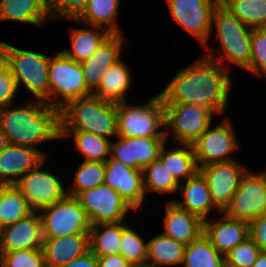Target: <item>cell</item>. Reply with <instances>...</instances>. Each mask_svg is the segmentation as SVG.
<instances>
[{"label": "cell", "instance_id": "f6af8a7d", "mask_svg": "<svg viewBox=\"0 0 266 267\" xmlns=\"http://www.w3.org/2000/svg\"><path fill=\"white\" fill-rule=\"evenodd\" d=\"M58 267H98L97 256L89 249L72 261Z\"/></svg>", "mask_w": 266, "mask_h": 267}, {"label": "cell", "instance_id": "f907efd6", "mask_svg": "<svg viewBox=\"0 0 266 267\" xmlns=\"http://www.w3.org/2000/svg\"><path fill=\"white\" fill-rule=\"evenodd\" d=\"M214 1H215L216 6L225 7L232 0H214Z\"/></svg>", "mask_w": 266, "mask_h": 267}, {"label": "cell", "instance_id": "7c38bea8", "mask_svg": "<svg viewBox=\"0 0 266 267\" xmlns=\"http://www.w3.org/2000/svg\"><path fill=\"white\" fill-rule=\"evenodd\" d=\"M223 213L249 224L266 213V176L262 170H247Z\"/></svg>", "mask_w": 266, "mask_h": 267}, {"label": "cell", "instance_id": "2e32d148", "mask_svg": "<svg viewBox=\"0 0 266 267\" xmlns=\"http://www.w3.org/2000/svg\"><path fill=\"white\" fill-rule=\"evenodd\" d=\"M104 183L116 190L135 211H141L146 205L143 170L134 169L121 161L109 157L105 161Z\"/></svg>", "mask_w": 266, "mask_h": 267}, {"label": "cell", "instance_id": "c3c4849f", "mask_svg": "<svg viewBox=\"0 0 266 267\" xmlns=\"http://www.w3.org/2000/svg\"><path fill=\"white\" fill-rule=\"evenodd\" d=\"M8 140L4 132L0 128V153L6 148L8 145Z\"/></svg>", "mask_w": 266, "mask_h": 267}, {"label": "cell", "instance_id": "30bf717a", "mask_svg": "<svg viewBox=\"0 0 266 267\" xmlns=\"http://www.w3.org/2000/svg\"><path fill=\"white\" fill-rule=\"evenodd\" d=\"M49 158L42 160L14 184L27 199L28 205L33 211L39 212L67 195V185L62 182V177L60 178L56 172L50 171V168H44L49 162Z\"/></svg>", "mask_w": 266, "mask_h": 267}, {"label": "cell", "instance_id": "7402d4cb", "mask_svg": "<svg viewBox=\"0 0 266 267\" xmlns=\"http://www.w3.org/2000/svg\"><path fill=\"white\" fill-rule=\"evenodd\" d=\"M163 208V229L160 231L163 235L187 245L203 233V221L198 216L166 199Z\"/></svg>", "mask_w": 266, "mask_h": 267}, {"label": "cell", "instance_id": "ba28073f", "mask_svg": "<svg viewBox=\"0 0 266 267\" xmlns=\"http://www.w3.org/2000/svg\"><path fill=\"white\" fill-rule=\"evenodd\" d=\"M163 107L168 143L171 138L170 143L193 144L213 124L217 115L199 105L163 104Z\"/></svg>", "mask_w": 266, "mask_h": 267}, {"label": "cell", "instance_id": "ffe728a7", "mask_svg": "<svg viewBox=\"0 0 266 267\" xmlns=\"http://www.w3.org/2000/svg\"><path fill=\"white\" fill-rule=\"evenodd\" d=\"M177 193H180L178 194L180 197L169 198L167 201H173L202 221L221 213L213 203L207 181L199 171L193 177L181 182ZM178 197L180 200H177Z\"/></svg>", "mask_w": 266, "mask_h": 267}, {"label": "cell", "instance_id": "d6986e66", "mask_svg": "<svg viewBox=\"0 0 266 267\" xmlns=\"http://www.w3.org/2000/svg\"><path fill=\"white\" fill-rule=\"evenodd\" d=\"M125 35L112 34L88 59L80 62L88 89L93 93L107 70L123 56Z\"/></svg>", "mask_w": 266, "mask_h": 267}, {"label": "cell", "instance_id": "83f0119b", "mask_svg": "<svg viewBox=\"0 0 266 267\" xmlns=\"http://www.w3.org/2000/svg\"><path fill=\"white\" fill-rule=\"evenodd\" d=\"M167 144L166 141L159 153V159L165 167L179 183L193 177L199 171V168L192 144L177 143V145H174L173 143L170 144L171 147Z\"/></svg>", "mask_w": 266, "mask_h": 267}, {"label": "cell", "instance_id": "8992f818", "mask_svg": "<svg viewBox=\"0 0 266 267\" xmlns=\"http://www.w3.org/2000/svg\"><path fill=\"white\" fill-rule=\"evenodd\" d=\"M145 103H117L118 136L166 138L163 101L156 93Z\"/></svg>", "mask_w": 266, "mask_h": 267}, {"label": "cell", "instance_id": "d4e9b609", "mask_svg": "<svg viewBox=\"0 0 266 267\" xmlns=\"http://www.w3.org/2000/svg\"><path fill=\"white\" fill-rule=\"evenodd\" d=\"M43 238L42 250L46 267L66 264L90 249L89 233Z\"/></svg>", "mask_w": 266, "mask_h": 267}, {"label": "cell", "instance_id": "ee69618b", "mask_svg": "<svg viewBox=\"0 0 266 267\" xmlns=\"http://www.w3.org/2000/svg\"><path fill=\"white\" fill-rule=\"evenodd\" d=\"M249 236L266 253V213L249 224Z\"/></svg>", "mask_w": 266, "mask_h": 267}, {"label": "cell", "instance_id": "6da1fadb", "mask_svg": "<svg viewBox=\"0 0 266 267\" xmlns=\"http://www.w3.org/2000/svg\"><path fill=\"white\" fill-rule=\"evenodd\" d=\"M231 72L205 55L177 69L158 93L163 104H191L213 110L217 116H227L233 82Z\"/></svg>", "mask_w": 266, "mask_h": 267}, {"label": "cell", "instance_id": "60d3db41", "mask_svg": "<svg viewBox=\"0 0 266 267\" xmlns=\"http://www.w3.org/2000/svg\"><path fill=\"white\" fill-rule=\"evenodd\" d=\"M260 253V248L249 236L224 255L225 267H252Z\"/></svg>", "mask_w": 266, "mask_h": 267}, {"label": "cell", "instance_id": "cb8c5ba5", "mask_svg": "<svg viewBox=\"0 0 266 267\" xmlns=\"http://www.w3.org/2000/svg\"><path fill=\"white\" fill-rule=\"evenodd\" d=\"M80 27H69L68 36L70 48L60 50L65 56L82 62L91 57L94 52L112 35L107 29L82 23L77 19L64 20ZM82 25V26H81Z\"/></svg>", "mask_w": 266, "mask_h": 267}, {"label": "cell", "instance_id": "484cf974", "mask_svg": "<svg viewBox=\"0 0 266 267\" xmlns=\"http://www.w3.org/2000/svg\"><path fill=\"white\" fill-rule=\"evenodd\" d=\"M13 21L45 27L50 22L47 0H0V22Z\"/></svg>", "mask_w": 266, "mask_h": 267}, {"label": "cell", "instance_id": "5bb4252c", "mask_svg": "<svg viewBox=\"0 0 266 267\" xmlns=\"http://www.w3.org/2000/svg\"><path fill=\"white\" fill-rule=\"evenodd\" d=\"M173 21L203 47L211 34L214 0H165Z\"/></svg>", "mask_w": 266, "mask_h": 267}, {"label": "cell", "instance_id": "9a60e30c", "mask_svg": "<svg viewBox=\"0 0 266 267\" xmlns=\"http://www.w3.org/2000/svg\"><path fill=\"white\" fill-rule=\"evenodd\" d=\"M248 169L249 166L240 163L239 159L199 168V172L207 181L212 201L221 212L230 203Z\"/></svg>", "mask_w": 266, "mask_h": 267}, {"label": "cell", "instance_id": "7dc6e473", "mask_svg": "<svg viewBox=\"0 0 266 267\" xmlns=\"http://www.w3.org/2000/svg\"><path fill=\"white\" fill-rule=\"evenodd\" d=\"M252 267H266V253L261 252Z\"/></svg>", "mask_w": 266, "mask_h": 267}, {"label": "cell", "instance_id": "e575fe53", "mask_svg": "<svg viewBox=\"0 0 266 267\" xmlns=\"http://www.w3.org/2000/svg\"><path fill=\"white\" fill-rule=\"evenodd\" d=\"M143 179L146 198L150 196L148 193L177 195L180 183L159 158L143 169Z\"/></svg>", "mask_w": 266, "mask_h": 267}, {"label": "cell", "instance_id": "3957f363", "mask_svg": "<svg viewBox=\"0 0 266 267\" xmlns=\"http://www.w3.org/2000/svg\"><path fill=\"white\" fill-rule=\"evenodd\" d=\"M218 46H211L213 31ZM251 31L225 7L216 6L211 18V34L208 42L203 46L206 57L215 60L228 71L234 67L246 71L251 60Z\"/></svg>", "mask_w": 266, "mask_h": 267}, {"label": "cell", "instance_id": "277c9868", "mask_svg": "<svg viewBox=\"0 0 266 267\" xmlns=\"http://www.w3.org/2000/svg\"><path fill=\"white\" fill-rule=\"evenodd\" d=\"M60 131H86L106 139L118 136L117 104L93 94L60 109Z\"/></svg>", "mask_w": 266, "mask_h": 267}, {"label": "cell", "instance_id": "8fae6325", "mask_svg": "<svg viewBox=\"0 0 266 267\" xmlns=\"http://www.w3.org/2000/svg\"><path fill=\"white\" fill-rule=\"evenodd\" d=\"M43 237H61L76 233H89L90 220L76 197L63 199L39 211Z\"/></svg>", "mask_w": 266, "mask_h": 267}, {"label": "cell", "instance_id": "4fadbf2b", "mask_svg": "<svg viewBox=\"0 0 266 267\" xmlns=\"http://www.w3.org/2000/svg\"><path fill=\"white\" fill-rule=\"evenodd\" d=\"M76 198L91 225L123 222L131 217L130 213H135L121 195L105 183L81 192Z\"/></svg>", "mask_w": 266, "mask_h": 267}, {"label": "cell", "instance_id": "74e56055", "mask_svg": "<svg viewBox=\"0 0 266 267\" xmlns=\"http://www.w3.org/2000/svg\"><path fill=\"white\" fill-rule=\"evenodd\" d=\"M225 8L251 29L266 28V0H232Z\"/></svg>", "mask_w": 266, "mask_h": 267}, {"label": "cell", "instance_id": "836d02e7", "mask_svg": "<svg viewBox=\"0 0 266 267\" xmlns=\"http://www.w3.org/2000/svg\"><path fill=\"white\" fill-rule=\"evenodd\" d=\"M33 210L15 185H0V228L30 215Z\"/></svg>", "mask_w": 266, "mask_h": 267}, {"label": "cell", "instance_id": "8d00e7d4", "mask_svg": "<svg viewBox=\"0 0 266 267\" xmlns=\"http://www.w3.org/2000/svg\"><path fill=\"white\" fill-rule=\"evenodd\" d=\"M105 162L81 161L73 173L67 195L77 197L81 192L104 184Z\"/></svg>", "mask_w": 266, "mask_h": 267}, {"label": "cell", "instance_id": "bcb514c9", "mask_svg": "<svg viewBox=\"0 0 266 267\" xmlns=\"http://www.w3.org/2000/svg\"><path fill=\"white\" fill-rule=\"evenodd\" d=\"M98 267H134L121 254L97 256Z\"/></svg>", "mask_w": 266, "mask_h": 267}, {"label": "cell", "instance_id": "5b68a950", "mask_svg": "<svg viewBox=\"0 0 266 267\" xmlns=\"http://www.w3.org/2000/svg\"><path fill=\"white\" fill-rule=\"evenodd\" d=\"M0 46L18 89L25 87L33 100L44 101L50 106L48 65L51 55L20 49L3 41H0Z\"/></svg>", "mask_w": 266, "mask_h": 267}, {"label": "cell", "instance_id": "1f68e13d", "mask_svg": "<svg viewBox=\"0 0 266 267\" xmlns=\"http://www.w3.org/2000/svg\"><path fill=\"white\" fill-rule=\"evenodd\" d=\"M122 222L91 225L90 250L96 256L120 255Z\"/></svg>", "mask_w": 266, "mask_h": 267}, {"label": "cell", "instance_id": "681fc988", "mask_svg": "<svg viewBox=\"0 0 266 267\" xmlns=\"http://www.w3.org/2000/svg\"><path fill=\"white\" fill-rule=\"evenodd\" d=\"M6 65V56L5 53L0 46V70Z\"/></svg>", "mask_w": 266, "mask_h": 267}, {"label": "cell", "instance_id": "7bdbcfd3", "mask_svg": "<svg viewBox=\"0 0 266 267\" xmlns=\"http://www.w3.org/2000/svg\"><path fill=\"white\" fill-rule=\"evenodd\" d=\"M19 92L11 69L5 65L0 70V108L13 104Z\"/></svg>", "mask_w": 266, "mask_h": 267}, {"label": "cell", "instance_id": "ab89813d", "mask_svg": "<svg viewBox=\"0 0 266 267\" xmlns=\"http://www.w3.org/2000/svg\"><path fill=\"white\" fill-rule=\"evenodd\" d=\"M0 267H46L43 250L32 248L2 253Z\"/></svg>", "mask_w": 266, "mask_h": 267}, {"label": "cell", "instance_id": "4316f807", "mask_svg": "<svg viewBox=\"0 0 266 267\" xmlns=\"http://www.w3.org/2000/svg\"><path fill=\"white\" fill-rule=\"evenodd\" d=\"M129 64L121 58L110 67L93 95L109 102H129L127 96L132 87V71Z\"/></svg>", "mask_w": 266, "mask_h": 267}, {"label": "cell", "instance_id": "f546056e", "mask_svg": "<svg viewBox=\"0 0 266 267\" xmlns=\"http://www.w3.org/2000/svg\"><path fill=\"white\" fill-rule=\"evenodd\" d=\"M122 0H87L83 13L77 18L84 24L107 29L112 34H123L119 25Z\"/></svg>", "mask_w": 266, "mask_h": 267}, {"label": "cell", "instance_id": "9c48e42d", "mask_svg": "<svg viewBox=\"0 0 266 267\" xmlns=\"http://www.w3.org/2000/svg\"><path fill=\"white\" fill-rule=\"evenodd\" d=\"M192 144L198 168L213 163L235 160L242 150L232 117L223 116Z\"/></svg>", "mask_w": 266, "mask_h": 267}, {"label": "cell", "instance_id": "d6a6232c", "mask_svg": "<svg viewBox=\"0 0 266 267\" xmlns=\"http://www.w3.org/2000/svg\"><path fill=\"white\" fill-rule=\"evenodd\" d=\"M181 267H225V259L202 233L186 245Z\"/></svg>", "mask_w": 266, "mask_h": 267}, {"label": "cell", "instance_id": "603a6c76", "mask_svg": "<svg viewBox=\"0 0 266 267\" xmlns=\"http://www.w3.org/2000/svg\"><path fill=\"white\" fill-rule=\"evenodd\" d=\"M44 159L38 150L9 143L0 153V185H14Z\"/></svg>", "mask_w": 266, "mask_h": 267}, {"label": "cell", "instance_id": "ac0fdd59", "mask_svg": "<svg viewBox=\"0 0 266 267\" xmlns=\"http://www.w3.org/2000/svg\"><path fill=\"white\" fill-rule=\"evenodd\" d=\"M42 220L39 212L0 229V255L20 249L42 248Z\"/></svg>", "mask_w": 266, "mask_h": 267}, {"label": "cell", "instance_id": "e0dca14e", "mask_svg": "<svg viewBox=\"0 0 266 267\" xmlns=\"http://www.w3.org/2000/svg\"><path fill=\"white\" fill-rule=\"evenodd\" d=\"M166 138L117 136L111 140L110 157L131 168L143 170L159 158Z\"/></svg>", "mask_w": 266, "mask_h": 267}, {"label": "cell", "instance_id": "44dd1931", "mask_svg": "<svg viewBox=\"0 0 266 267\" xmlns=\"http://www.w3.org/2000/svg\"><path fill=\"white\" fill-rule=\"evenodd\" d=\"M203 234L217 251L227 254L249 237V223L227 217L223 212L203 221Z\"/></svg>", "mask_w": 266, "mask_h": 267}, {"label": "cell", "instance_id": "d590c367", "mask_svg": "<svg viewBox=\"0 0 266 267\" xmlns=\"http://www.w3.org/2000/svg\"><path fill=\"white\" fill-rule=\"evenodd\" d=\"M132 226V227H131ZM138 227L129 225V221L122 222V236L120 254L134 267H145L147 262L148 240L138 231Z\"/></svg>", "mask_w": 266, "mask_h": 267}, {"label": "cell", "instance_id": "52a82bcc", "mask_svg": "<svg viewBox=\"0 0 266 267\" xmlns=\"http://www.w3.org/2000/svg\"><path fill=\"white\" fill-rule=\"evenodd\" d=\"M54 54L50 56L48 65L50 106L60 110L69 101L89 96L92 92L88 89L80 62L65 56L60 50Z\"/></svg>", "mask_w": 266, "mask_h": 267}, {"label": "cell", "instance_id": "b9f144b4", "mask_svg": "<svg viewBox=\"0 0 266 267\" xmlns=\"http://www.w3.org/2000/svg\"><path fill=\"white\" fill-rule=\"evenodd\" d=\"M51 21L77 19L84 11L87 0H47Z\"/></svg>", "mask_w": 266, "mask_h": 267}, {"label": "cell", "instance_id": "f35d334b", "mask_svg": "<svg viewBox=\"0 0 266 267\" xmlns=\"http://www.w3.org/2000/svg\"><path fill=\"white\" fill-rule=\"evenodd\" d=\"M249 74L266 79V28L251 31V60Z\"/></svg>", "mask_w": 266, "mask_h": 267}, {"label": "cell", "instance_id": "f1b7e54d", "mask_svg": "<svg viewBox=\"0 0 266 267\" xmlns=\"http://www.w3.org/2000/svg\"><path fill=\"white\" fill-rule=\"evenodd\" d=\"M186 245L162 233L148 239L147 267H181ZM181 265V266H180Z\"/></svg>", "mask_w": 266, "mask_h": 267}, {"label": "cell", "instance_id": "7a4b0ae2", "mask_svg": "<svg viewBox=\"0 0 266 267\" xmlns=\"http://www.w3.org/2000/svg\"><path fill=\"white\" fill-rule=\"evenodd\" d=\"M27 99L0 108V128L8 143L30 147L45 158L51 157L40 147L49 141H61L60 110L44 101Z\"/></svg>", "mask_w": 266, "mask_h": 267}, {"label": "cell", "instance_id": "4dcf8cb0", "mask_svg": "<svg viewBox=\"0 0 266 267\" xmlns=\"http://www.w3.org/2000/svg\"><path fill=\"white\" fill-rule=\"evenodd\" d=\"M60 138L73 140L81 161L105 162L110 157V139L86 131H60Z\"/></svg>", "mask_w": 266, "mask_h": 267}]
</instances>
